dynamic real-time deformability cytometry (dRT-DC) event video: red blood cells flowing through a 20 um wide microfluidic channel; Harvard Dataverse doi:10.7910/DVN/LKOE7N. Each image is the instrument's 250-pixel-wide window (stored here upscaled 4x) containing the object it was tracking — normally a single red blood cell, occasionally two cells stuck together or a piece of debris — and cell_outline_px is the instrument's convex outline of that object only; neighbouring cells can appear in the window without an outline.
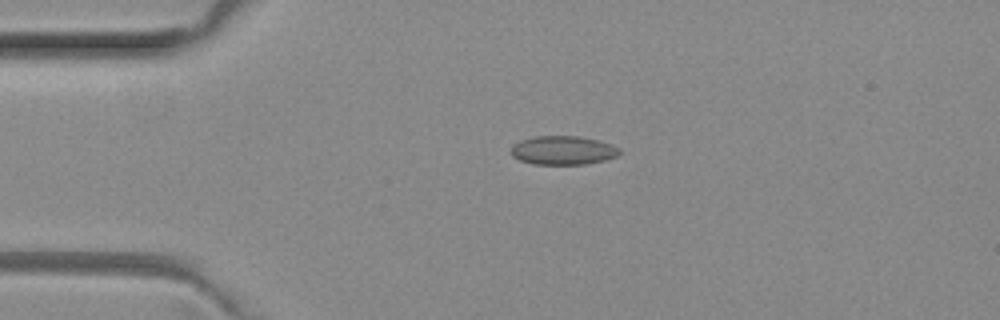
{"species": "common noctule bat (a hibernating species)", "species_latin": "Nyctalus noctula", "temperature_condition": "room temperature", "stored_images_in_passage": 2, "camera_frame_rate_fps": 3000, "um_per_image_px": 0.085, "animal": {"sex": "female", "body_mass_g": 29.2, "forearm_length_mm": 56.3}, "frame": {"image": 1, "passage_image": 1, "time_ms": 0.0, "image_size_px": [1000, 320], "cell_outline_px": [[620, 152], [616, 156], [604, 160], [584, 164], [532, 164], [520, 160], [512, 156], [512, 144], [520, 140], [536, 136], [576, 136], [596, 140], [620, 148]], "centroid_in_image_um": [47.81, 12.78], "position_along_channel_um": 37.2, "area_um2": 17.98}}
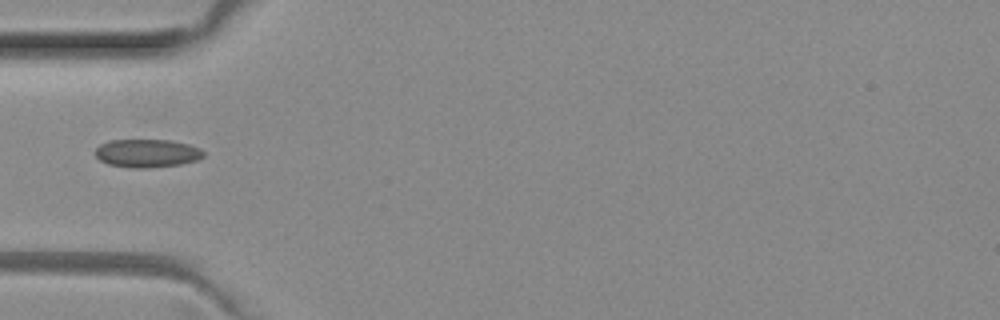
{"frame": {"image": 2, "passage_image": 2, "time_ms": 0.333, "image_size_px": [1000, 320], "cell_outline_px": [[204, 156], [196, 160], [180, 164], [144, 168], [136, 168], [108, 164], [100, 160], [96, 156], [96, 148], [100, 144], [108, 140], [172, 140], [188, 144], [200, 148], [204, 152]], "centroid_in_image_um": [12.5, 13.01], "position_along_channel_um": 72.5, "area_um2": 17.69}}